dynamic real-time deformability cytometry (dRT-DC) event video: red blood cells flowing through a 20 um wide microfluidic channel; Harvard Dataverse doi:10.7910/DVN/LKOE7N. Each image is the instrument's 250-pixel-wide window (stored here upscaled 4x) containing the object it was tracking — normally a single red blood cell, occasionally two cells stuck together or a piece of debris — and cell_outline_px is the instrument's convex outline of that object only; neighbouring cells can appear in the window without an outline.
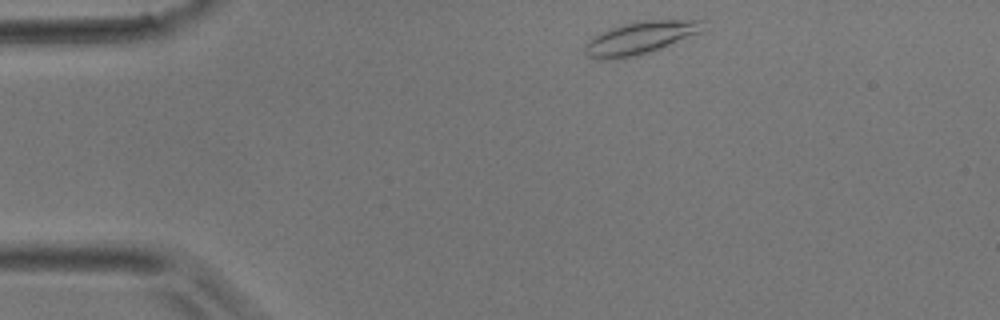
{"species": "common noctule bat (a hibernating species)", "species_latin": "Nyctalus noctula", "temperature_condition": "room temperature", "stored_images_in_passage": 2, "camera_frame_rate_fps": 3000, "um_per_image_px": 0.085, "animal": {"sex": "male", "body_mass_g": 17.9}, "frame": {"image": 1, "passage_image": 1, "time_ms": 0.0, "image_size_px": [1000, 320], "cell_outline_px": [[704, 20], [700, 32], [640, 56], [612, 60], [600, 60], [588, 56], [584, 52], [584, 44], [588, 40], [612, 28], [624, 24], [644, 20]], "centroid_in_image_um": [54.36, 3.25], "position_along_channel_um": 30.6, "area_um2": 22.14}}